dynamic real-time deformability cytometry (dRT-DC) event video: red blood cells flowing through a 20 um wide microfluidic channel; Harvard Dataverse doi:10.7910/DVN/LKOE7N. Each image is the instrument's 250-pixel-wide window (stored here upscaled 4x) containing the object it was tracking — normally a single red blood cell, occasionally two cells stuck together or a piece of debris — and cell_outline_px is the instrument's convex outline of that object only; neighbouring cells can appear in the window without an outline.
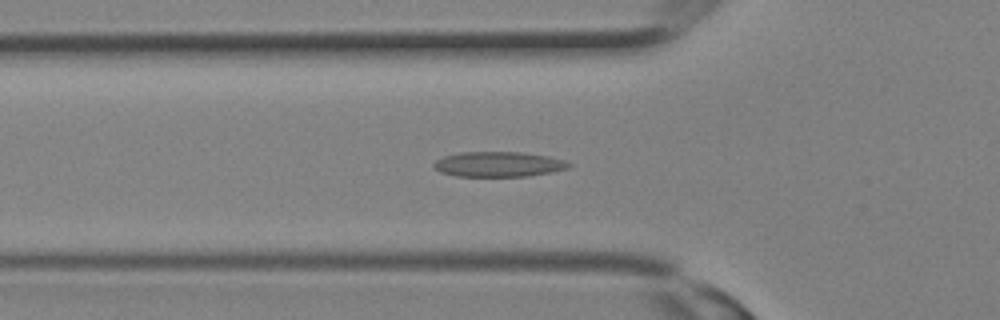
{"species": "Egyptian fruit bat (a non-hibernating species)", "species_latin": "Rousettus aegyptiacus", "temperature_condition": "room temperature", "stored_images_in_passage": 21, "camera_frame_rate_fps": 3000, "um_per_image_px": 0.085, "animal": {"sex": "female"}, "frame": {"image": 1, "passage_image": 11, "time_ms": 3.333, "image_size_px": [1000, 320], "cell_outline_px": [[572, 164], [568, 168], [528, 176], [456, 176], [440, 172], [432, 164], [436, 160], [444, 156], [460, 152], [520, 152], [548, 156], [564, 160]], "centroid_in_image_um": [42.35, 13.95], "position_along_channel_um": 83.5, "area_um2": 19.59}}
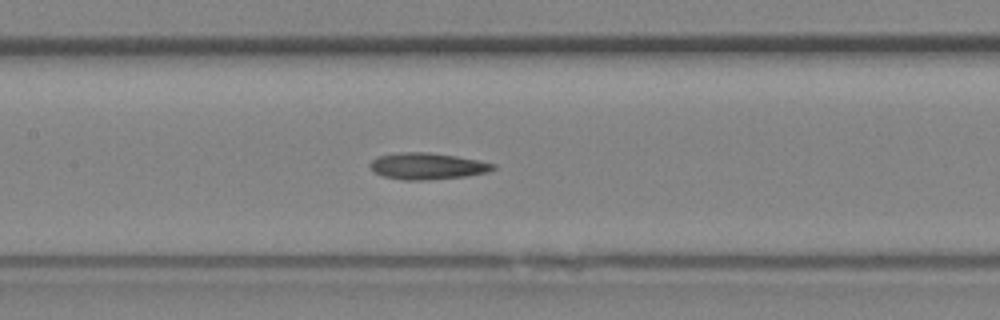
{"frame": {"image": 2, "passage_image": 15, "time_ms": 4.667, "image_size_px": [1000, 320], "cell_outline_px": [[496, 168], [488, 172], [464, 176], [424, 180], [404, 180], [384, 176], [376, 172], [368, 164], [376, 156], [396, 152], [428, 152], [456, 156], [480, 160], [496, 164]], "centroid_in_image_um": [36.32, 14.1], "position_along_channel_um": 171.1, "area_um2": 19.02}}
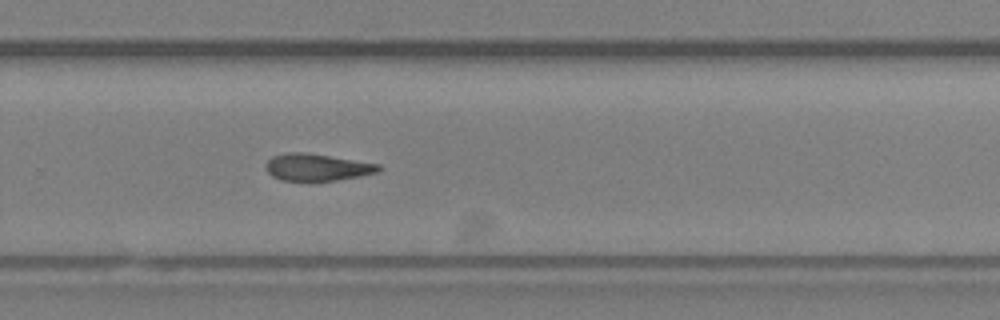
{"frame": {"image": 3, "passage_image": 21, "time_ms": 6.667, "image_size_px": [1000, 320], "cell_outline_px": [[380, 168], [376, 172], [360, 176], [336, 180], [280, 180], [272, 176], [264, 168], [264, 164], [272, 156], [288, 152], [304, 152], [380, 164]], "centroid_in_image_um": [26.88, 14.21], "position_along_channel_um": 302.9, "area_um2": 17.57}}